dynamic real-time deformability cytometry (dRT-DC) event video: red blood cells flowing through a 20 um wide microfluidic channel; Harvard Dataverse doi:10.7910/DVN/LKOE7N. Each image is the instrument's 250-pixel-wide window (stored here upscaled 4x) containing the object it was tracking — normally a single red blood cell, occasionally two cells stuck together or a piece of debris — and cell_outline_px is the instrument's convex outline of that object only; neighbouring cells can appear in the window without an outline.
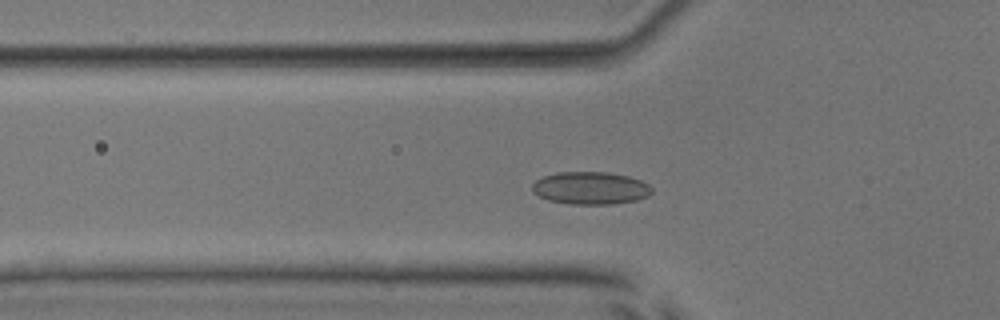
{"species": "common noctule bat (a hibernating species)", "species_latin": "Nyctalus noctula", "temperature_condition": "room temperature", "stored_images_in_passage": 38, "camera_frame_rate_fps": 3000, "um_per_image_px": 0.085, "animal": {"sex": "male", "body_mass_g": 17.9, "forearm_length_mm": 54.2}, "frame": {"image": 1, "passage_image": 14, "time_ms": 4.333, "image_size_px": [1000, 320], "cell_outline_px": [[652, 192], [648, 196], [636, 200], [612, 204], [572, 204], [548, 200], [532, 192], [532, 184], [536, 180], [544, 176], [556, 172], [608, 172], [628, 176], [640, 180], [648, 184], [652, 188]], "centroid_in_image_um": [50.19, 15.98], "position_along_channel_um": 75.6, "area_um2": 22.72}}
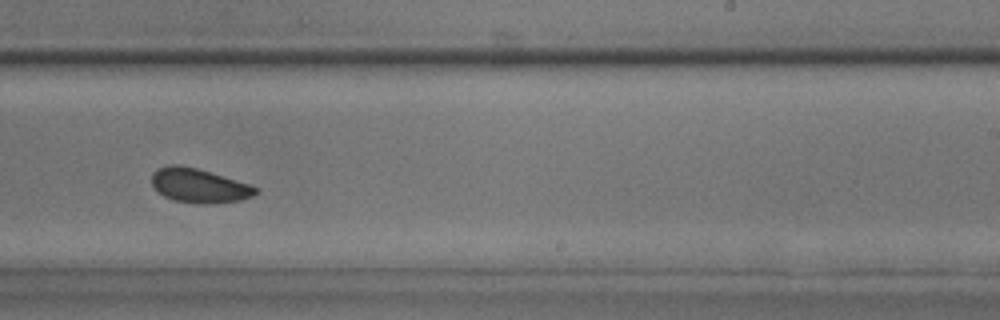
{"frame": {"image": 2, "passage_image": 29, "time_ms": 9.333, "image_size_px": [1000, 320], "cell_outline_px": [[260, 192], [252, 196], [240, 200], [212, 204], [204, 204], [176, 200], [164, 196], [152, 184], [152, 172], [156, 168], [168, 164], [180, 164], [196, 168], [252, 184]], "centroid_in_image_um": [16.94, 15.76], "position_along_channel_um": 272.1, "area_um2": 20.75}}
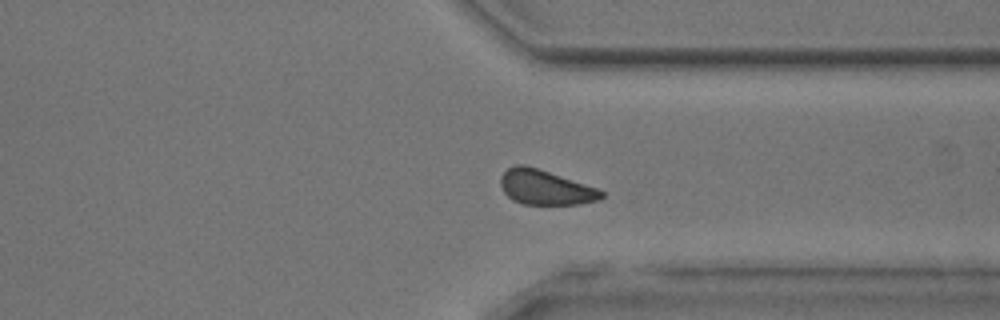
{"frame": {"image": 3, "passage_image": 36, "time_ms": 11.667, "image_size_px": [1000, 320], "cell_outline_px": [[604, 196], [600, 200], [580, 204], [524, 204], [512, 200], [504, 192], [500, 184], [500, 176], [508, 168], [516, 164], [524, 164], [596, 188], [604, 192]], "centroid_in_image_um": [46.33, 15.94], "position_along_channel_um": 365.1, "area_um2": 20.17}, "authors_computed_cell_mechanics": {"area_um2": 21.386, "velocity_mm_per_s": 3.9441, "shape_relaxation_time_tau1_ms": 2.6351, "shape_relaxation_time_tau2_ms": 3.9035, "deformation_change_tau1": 0.0485, "deformation_change_tau2": 0.0846}}